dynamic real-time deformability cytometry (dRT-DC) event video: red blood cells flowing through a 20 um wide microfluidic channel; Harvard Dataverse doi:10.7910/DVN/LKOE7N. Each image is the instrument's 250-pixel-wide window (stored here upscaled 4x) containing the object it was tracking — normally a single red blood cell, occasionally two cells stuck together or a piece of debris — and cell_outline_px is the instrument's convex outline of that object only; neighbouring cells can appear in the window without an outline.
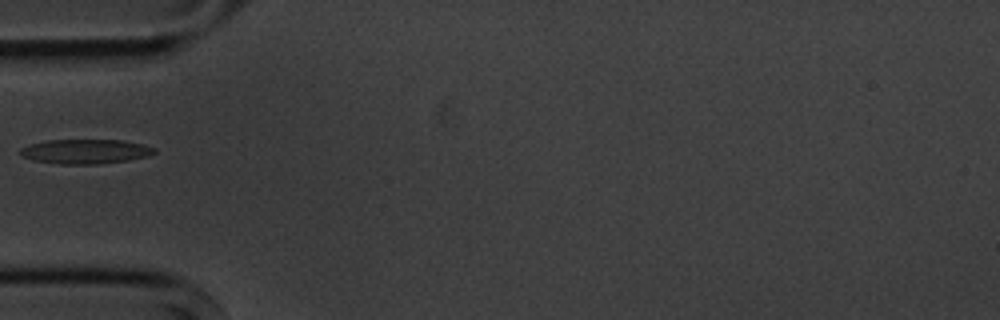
{"species": "common noctule bat (a hibernating species)", "species_latin": "Nyctalus noctula", "temperature_condition": "cold", "stored_images_in_passage": 6, "camera_frame_rate_fps": 3000, "um_per_image_px": 0.085, "animal": {"sex": "male", "body_mass_g": 20.1, "forearm_length_mm": 53.5}, "frame": {"image": 1, "passage_image": 5, "time_ms": 5.667, "image_size_px": [1000, 320], "cell_outline_px": [[156, 152], [148, 156], [128, 160], [100, 164], [60, 164], [32, 160], [24, 156], [20, 152], [20, 148], [32, 144], [48, 140], [120, 140], [140, 144], [156, 148]], "centroid_in_image_um": [7.27, 12.88], "position_along_channel_um": 77.7, "area_um2": 18.96}}
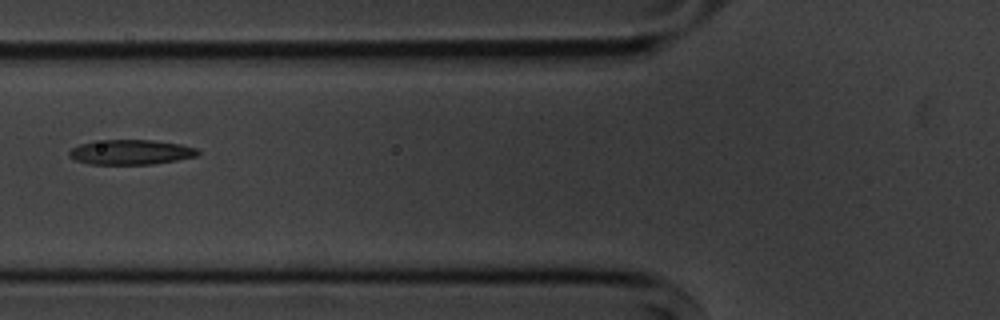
{"frame": {"image": 2, "passage_image": 6, "time_ms": 6.667, "image_size_px": [1000, 320], "cell_outline_px": [[200, 152], [196, 156], [176, 160], [152, 164], [88, 164], [76, 160], [68, 156], [68, 152], [72, 148], [80, 144], [104, 140], [152, 140], [180, 144], [196, 148]], "centroid_in_image_um": [11.1, 12.93], "position_along_channel_um": 114.7, "area_um2": 18.5}}